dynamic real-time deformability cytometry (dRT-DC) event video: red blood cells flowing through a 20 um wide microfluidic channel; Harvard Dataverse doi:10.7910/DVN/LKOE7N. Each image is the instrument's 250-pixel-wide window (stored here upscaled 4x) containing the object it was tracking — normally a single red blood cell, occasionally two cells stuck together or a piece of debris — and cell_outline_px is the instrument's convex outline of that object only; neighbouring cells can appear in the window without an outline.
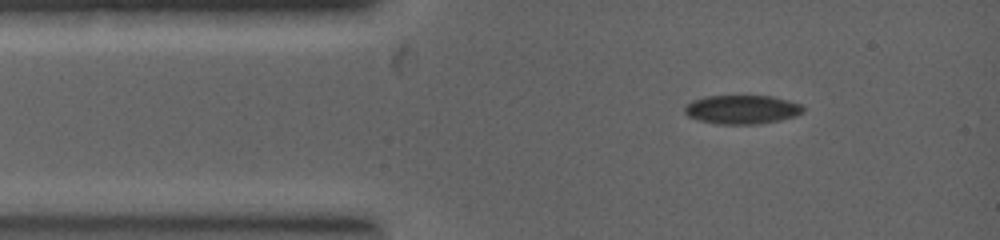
{"species": "common noctule bat (a hibernating species)", "species_latin": "Nyctalus noctula", "temperature_condition": "warm", "stored_images_in_passage": 2, "camera_frame_rate_fps": 5000, "um_per_image_px": 0.085, "animal": {"sex": "female", "body_mass_g": 19.0, "forearm_length_mm": 53.3}, "frame": {"image": 1, "passage_image": 1, "time_ms": 0.0, "image_size_px": [1000, 240], "cell_outline_px": [[804, 112], [796, 116], [780, 120], [756, 124], [716, 124], [696, 120], [688, 116], [684, 112], [684, 104], [692, 100], [708, 96], [772, 96], [788, 100], [800, 104], [804, 108]], "centroid_in_image_um": [63.04, 9.31], "position_along_channel_um": 22.0, "area_um2": 20.11}}